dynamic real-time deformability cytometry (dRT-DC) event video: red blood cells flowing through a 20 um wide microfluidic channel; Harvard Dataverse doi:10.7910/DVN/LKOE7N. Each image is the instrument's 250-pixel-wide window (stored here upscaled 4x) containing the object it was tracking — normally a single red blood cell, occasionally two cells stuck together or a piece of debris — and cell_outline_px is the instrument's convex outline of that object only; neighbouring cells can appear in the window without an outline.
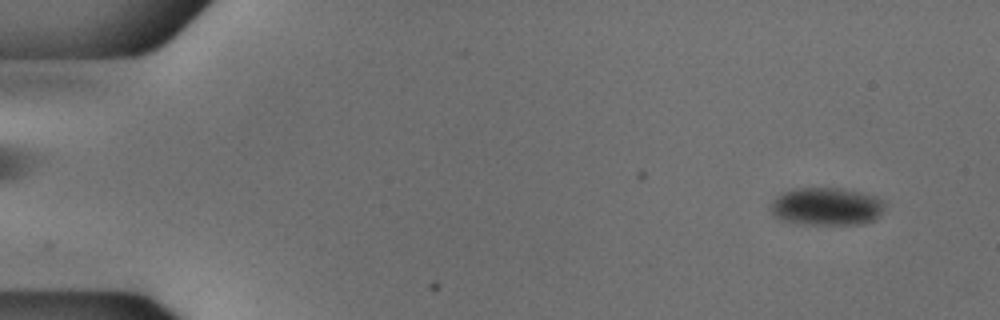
{"species": "common noctule bat (a hibernating species)", "species_latin": "Nyctalus noctula", "temperature_condition": "cold", "stored_images_in_passage": 54, "camera_frame_rate_fps": 3000, "um_per_image_px": 0.085, "animal": {"sex": "male", "body_mass_g": 18.8}, "frame": {"image": 1, "passage_image": 4, "time_ms": 1.0, "image_size_px": [1000, 320], "cell_outline_px": [[884, 208], [880, 216], [876, 220], [864, 224], [796, 224], [780, 220], [772, 216], [768, 208], [776, 196], [792, 188], [840, 188], [860, 192], [876, 196], [884, 200]], "centroid_in_image_um": [70.23, 17.56], "position_along_channel_um": 14.8, "area_um2": 25.72}}
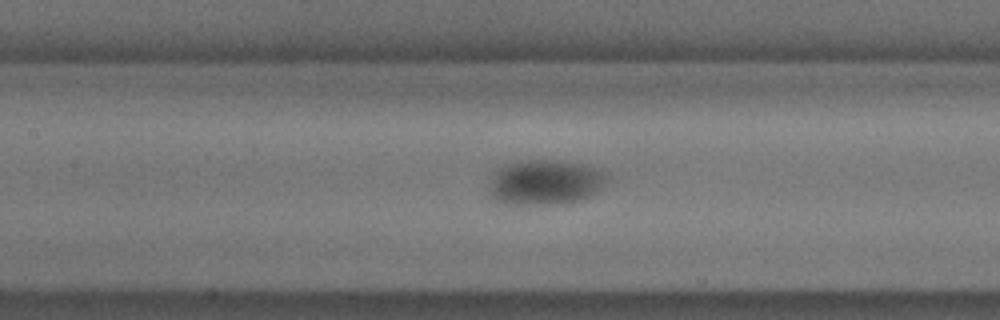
{"frame": {"image": 2, "passage_image": 25, "time_ms": 8.0, "image_size_px": [1000, 320], "cell_outline_px": [[604, 184], [596, 192], [580, 200], [548, 204], [508, 204], [496, 200], [492, 196], [492, 180], [496, 172], [500, 168], [508, 164], [520, 160], [556, 160], [576, 164], [592, 168], [600, 172], [604, 176]], "centroid_in_image_um": [46.3, 15.5], "position_along_channel_um": 161.1, "area_um2": 29.71}}
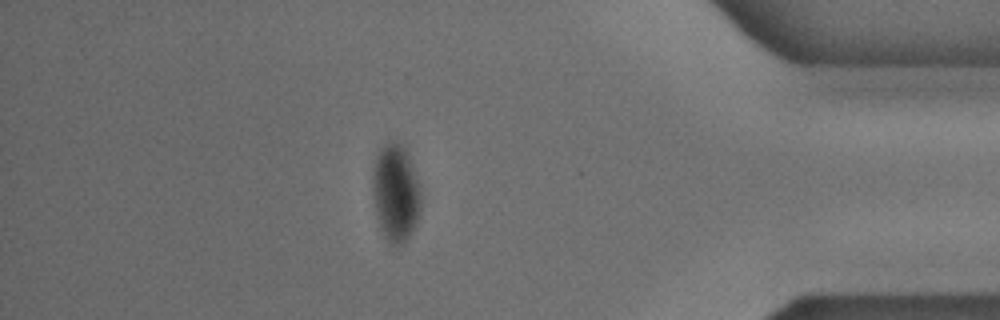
{"frame": {"image": 3, "passage_image": 47, "time_ms": 15.333, "image_size_px": [1000, 320], "cell_outline_px": [[420, 208], [416, 224], [408, 236], [400, 244], [388, 244], [384, 236], [376, 212], [372, 188], [372, 168], [376, 156], [380, 148], [388, 140], [396, 140], [404, 144], [408, 152], [412, 164], [420, 192]], "centroid_in_image_um": [33.61, 16.3], "position_along_channel_um": 401.6, "area_um2": 27.4}}